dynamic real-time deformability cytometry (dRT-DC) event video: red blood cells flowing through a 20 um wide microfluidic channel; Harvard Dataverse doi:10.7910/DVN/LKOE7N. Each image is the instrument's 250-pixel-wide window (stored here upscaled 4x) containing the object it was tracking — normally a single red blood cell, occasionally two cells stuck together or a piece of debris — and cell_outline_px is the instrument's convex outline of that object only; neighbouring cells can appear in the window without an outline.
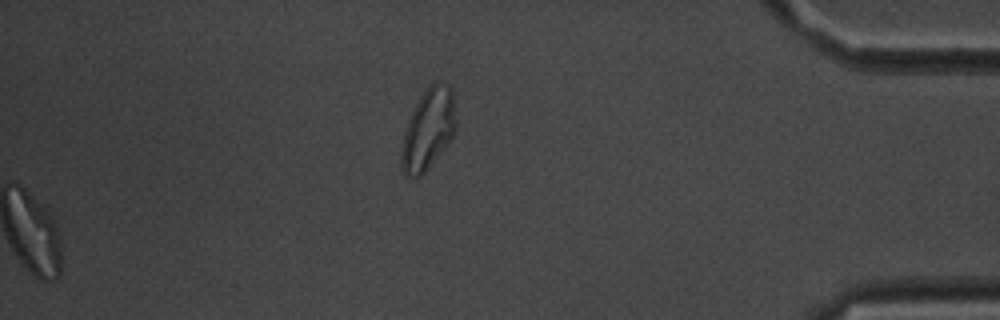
{"species": "common noctule bat (a hibernating species)", "species_latin": "Nyctalus noctula", "temperature_condition": "room temperature", "stored_images_in_passage": 47, "segment_of_instrument_passage": [2, 2], "camera_frame_rate_fps": 3000, "um_per_image_px": 0.085, "animal": {"sex": "male", "body_mass_g": 20.1, "forearm_length_mm": 53.5}, "frame": {"image": 1, "passage_image": 47, "time_ms": 15.333, "image_size_px": [1000, 320], "cell_outline_px": [[456, 132], [428, 168], [420, 176], [404, 176], [400, 168], [400, 152], [404, 132], [408, 120], [420, 96], [436, 80], [452, 84], [456, 124]], "centroid_in_image_um": [36.4, 10.97], "position_along_channel_um": 398.8, "area_um2": 25.84}}